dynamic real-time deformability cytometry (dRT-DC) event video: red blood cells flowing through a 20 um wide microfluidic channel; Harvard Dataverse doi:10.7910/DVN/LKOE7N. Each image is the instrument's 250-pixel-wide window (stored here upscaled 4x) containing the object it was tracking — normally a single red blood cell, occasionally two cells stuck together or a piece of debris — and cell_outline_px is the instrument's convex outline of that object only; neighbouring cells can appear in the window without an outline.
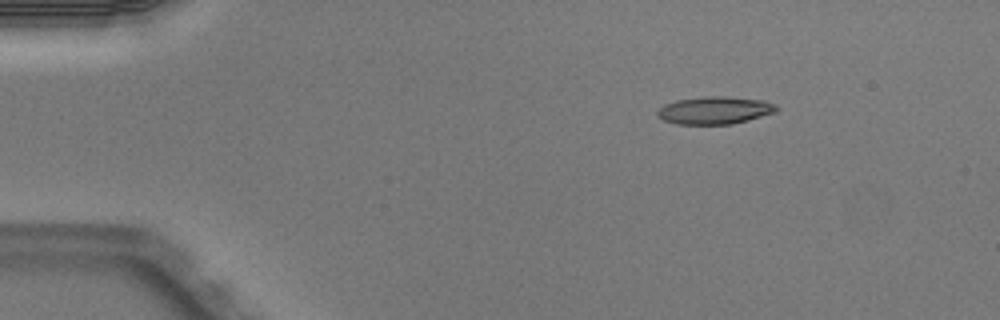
{"species": "Egyptian fruit bat (a non-hibernating species)", "species_latin": "Rousettus aegyptiacus", "temperature_condition": "warm", "stored_images_in_passage": 3, "camera_frame_rate_fps": 3000, "um_per_image_px": 0.085, "animal": {"sex": "male"}, "frame": {"image": 1, "passage_image": 1, "time_ms": 0.0, "image_size_px": [1000, 320], "cell_outline_px": [[780, 108], [776, 112], [748, 120], [732, 124], [676, 124], [664, 120], [656, 116], [656, 112], [664, 104], [676, 100], [704, 96], [724, 96], [764, 100], [776, 104]], "centroid_in_image_um": [60.76, 9.37], "position_along_channel_um": 24.2, "area_um2": 19.31}}